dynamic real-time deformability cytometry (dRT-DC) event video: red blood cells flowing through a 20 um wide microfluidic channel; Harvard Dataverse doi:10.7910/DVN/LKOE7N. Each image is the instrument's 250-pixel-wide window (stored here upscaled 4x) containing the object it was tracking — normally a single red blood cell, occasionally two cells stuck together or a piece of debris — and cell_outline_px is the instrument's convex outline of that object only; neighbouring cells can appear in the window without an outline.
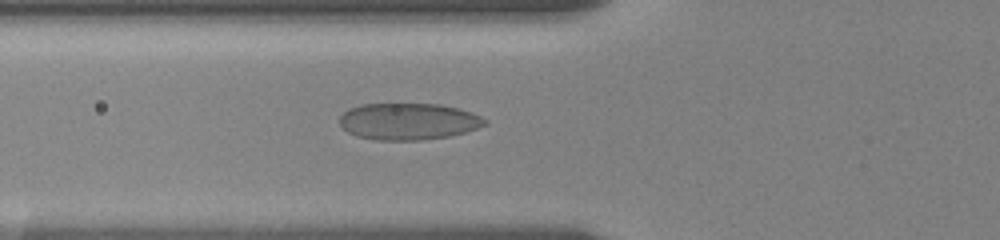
{"species": "human", "species_latin": "Homo sapiens", "temperature_condition": "room temperature", "stored_images_in_passage": 58, "camera_frame_rate_fps": 3000, "um_per_image_px": 0.085, "donor": {"sex": "female"}, "frame": {"image": 1, "passage_image": 22, "time_ms": 7.0, "image_size_px": [1000, 240], "cell_outline_px": [[488, 124], [464, 132], [448, 136], [420, 140], [376, 140], [356, 136], [348, 132], [340, 124], [340, 116], [348, 108], [360, 104], [440, 104], [472, 112], [488, 120]], "centroid_in_image_um": [34.7, 10.32], "position_along_channel_um": 91.1, "area_um2": 31.04}}
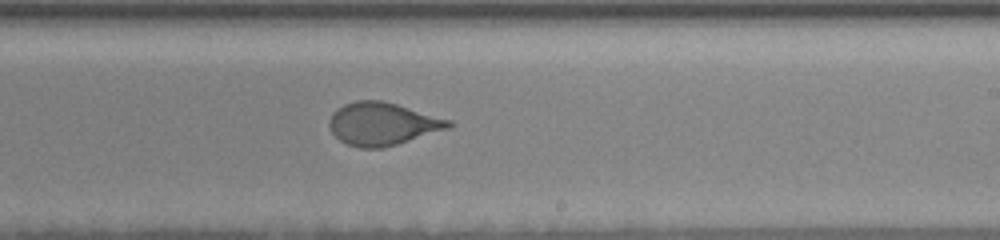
{"frame": {"image": 2, "passage_image": 36, "time_ms": 11.667, "image_size_px": [1000, 240], "cell_outline_px": [[456, 124], [448, 128], [396, 144], [380, 148], [360, 148], [348, 144], [340, 140], [332, 132], [328, 124], [328, 120], [332, 112], [336, 108], [344, 104], [356, 100], [380, 100], [396, 104], [452, 120]], "centroid_in_image_um": [32.48, 10.51], "position_along_channel_um": 256.5, "area_um2": 29.59}}
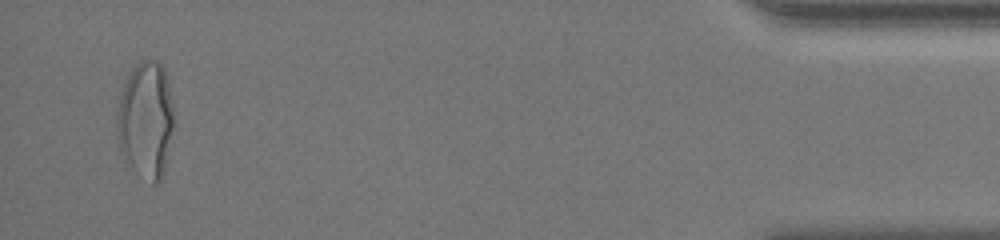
{"frame": {"image": 3, "passage_image": 56, "time_ms": 18.333, "image_size_px": [1000, 240], "cell_outline_px": [[172, 128], [164, 168], [160, 180], [156, 184], [152, 184], [120, 152], [116, 128], [116, 112], [120, 96], [128, 72], [140, 60], [156, 60], [164, 68], [168, 84], [172, 104]], "centroid_in_image_um": [12.36, 10.11], "position_along_channel_um": 422.8, "area_um2": 37.92}, "authors_computed_cell_mechanics": {"area_um2": 30.8941, "velocity_mm_per_s": 3.5331, "shape_relaxation_time_tau1_ms": 4.5013, "shape_relaxation_time_tau2_ms": null, "deformation_change_tau1": 0.1599, "deformation_change_tau2": null}}